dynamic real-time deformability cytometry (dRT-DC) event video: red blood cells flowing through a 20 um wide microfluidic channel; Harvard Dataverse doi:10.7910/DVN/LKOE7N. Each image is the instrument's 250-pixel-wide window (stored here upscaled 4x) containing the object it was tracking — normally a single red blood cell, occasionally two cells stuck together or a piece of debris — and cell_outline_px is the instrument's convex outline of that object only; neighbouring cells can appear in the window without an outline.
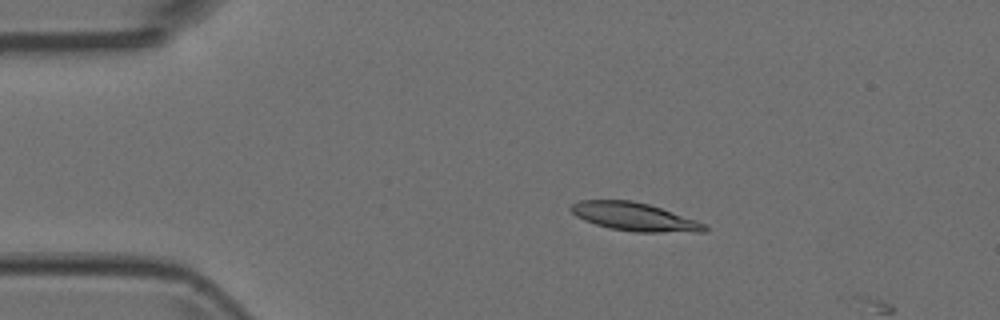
{"species": "Egyptian fruit bat (a non-hibernating species)", "species_latin": "Rousettus aegyptiacus", "temperature_condition": "room temperature", "stored_images_in_passage": 3, "camera_frame_rate_fps": 3000, "um_per_image_px": 0.085, "animal": {"sex": "female"}, "frame": {"image": 1, "passage_image": 2, "time_ms": 0.333, "image_size_px": [1000, 320], "cell_outline_px": [[708, 232], [636, 232], [608, 228], [584, 220], [576, 216], [568, 208], [572, 204], [580, 200], [632, 200], [648, 204], [696, 220], [704, 224], [708, 228]], "centroid_in_image_um": [53.91, 18.43], "position_along_channel_um": 31.1, "area_um2": 21.91}}